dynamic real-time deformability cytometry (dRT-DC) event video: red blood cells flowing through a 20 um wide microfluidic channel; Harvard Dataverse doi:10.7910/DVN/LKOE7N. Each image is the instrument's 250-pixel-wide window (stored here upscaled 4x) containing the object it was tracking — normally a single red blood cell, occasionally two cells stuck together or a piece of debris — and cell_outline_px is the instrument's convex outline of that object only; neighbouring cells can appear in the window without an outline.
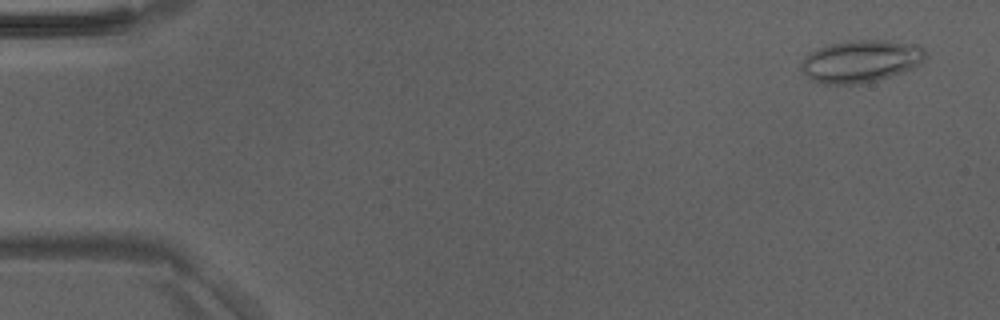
{"species": "Egyptian fruit bat (a non-hibernating species)", "species_latin": "Rousettus aegyptiacus", "temperature_condition": "room temperature", "stored_images_in_passage": 49, "camera_frame_rate_fps": 3000, "um_per_image_px": 0.085, "animal": {"sex": "male"}, "frame": {"image": 1, "passage_image": 3, "time_ms": 0.667, "image_size_px": [1000, 320], "cell_outline_px": [[924, 60], [920, 64], [912, 68], [876, 80], [860, 84], [820, 84], [812, 80], [800, 72], [800, 64], [812, 52], [820, 48], [844, 40], [888, 40], [916, 44], [924, 48]], "centroid_in_image_um": [73.15, 5.2], "position_along_channel_um": 11.9, "area_um2": 30.52}}
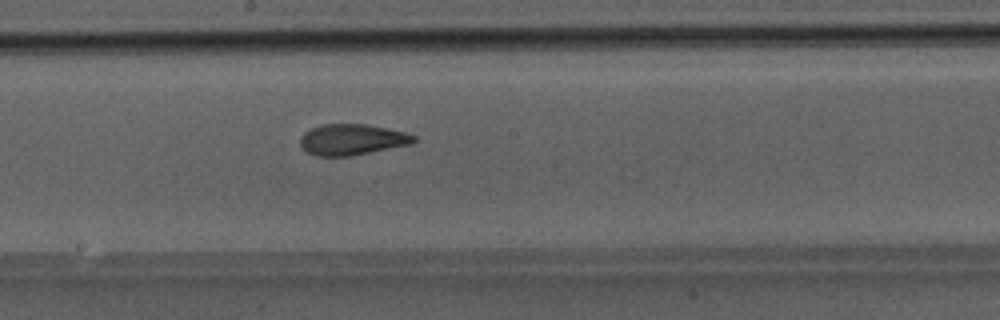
{"frame": {"image": 2, "passage_image": 27, "time_ms": 8.667, "image_size_px": [1000, 320], "cell_outline_px": [[416, 140], [412, 144], [352, 156], [316, 156], [308, 152], [300, 144], [300, 136], [304, 132], [320, 124], [368, 124], [404, 132], [416, 136]], "centroid_in_image_um": [29.92, 11.86], "position_along_channel_um": 218.3, "area_um2": 20.58}}
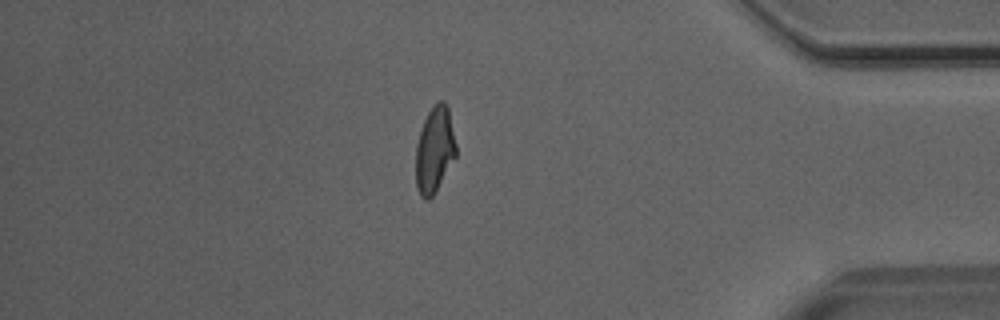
{"frame": {"image": 3, "passage_image": 42, "time_ms": 13.667, "image_size_px": [1000, 320], "cell_outline_px": [[456, 156], [432, 196], [428, 200], [424, 200], [420, 196], [416, 188], [416, 144], [424, 120], [432, 104], [436, 100], [444, 100], [448, 108], [456, 144]], "centroid_in_image_um": [36.93, 12.71], "position_along_channel_um": 398.3, "area_um2": 20.17}}